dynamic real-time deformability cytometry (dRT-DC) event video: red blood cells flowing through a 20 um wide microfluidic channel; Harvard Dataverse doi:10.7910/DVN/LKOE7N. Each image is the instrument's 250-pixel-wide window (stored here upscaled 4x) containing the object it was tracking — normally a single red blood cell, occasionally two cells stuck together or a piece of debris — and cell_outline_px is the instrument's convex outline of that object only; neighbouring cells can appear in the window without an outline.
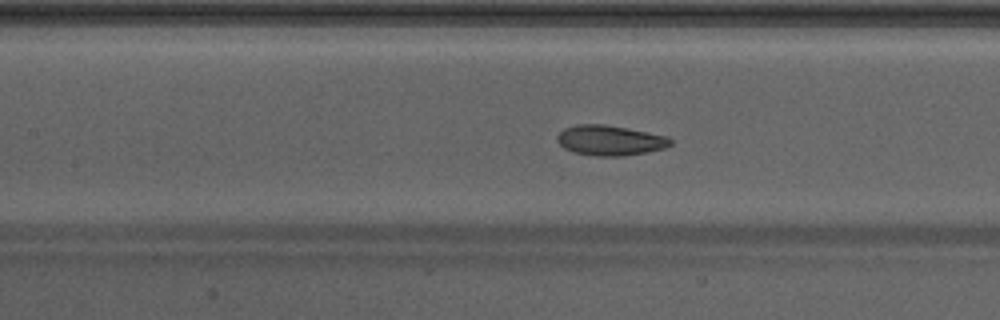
{"species": "Egyptian fruit bat (a non-hibernating species)", "species_latin": "Rousettus aegyptiacus", "temperature_condition": "warm", "stored_images_in_passage": 48, "camera_frame_rate_fps": 3000, "um_per_image_px": 0.085, "animal": {"sex": "male"}, "frame": {"image": 1, "passage_image": 22, "time_ms": 7.0, "image_size_px": [1000, 320], "cell_outline_px": [[672, 144], [664, 148], [648, 152], [624, 156], [596, 156], [576, 152], [564, 148], [556, 140], [556, 136], [564, 128], [576, 124], [604, 124], [628, 128], [668, 136], [672, 140]], "centroid_in_image_um": [51.86, 11.92], "position_along_channel_um": 155.5, "area_um2": 20.0}}
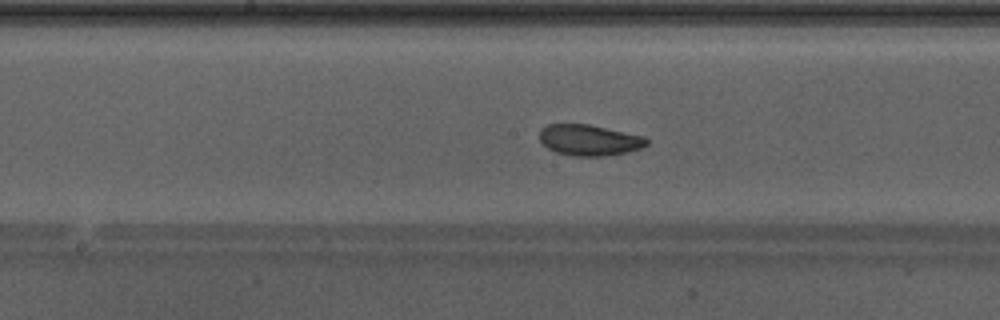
{"frame": {"image": 2, "passage_image": 25, "time_ms": 8.0, "image_size_px": [1000, 320], "cell_outline_px": [[648, 144], [640, 148], [624, 152], [604, 156], [572, 156], [556, 152], [548, 148], [540, 140], [540, 128], [548, 124], [588, 124], [644, 136], [648, 140]], "centroid_in_image_um": [50.06, 11.9], "position_along_channel_um": 198.1, "area_um2": 19.19}}
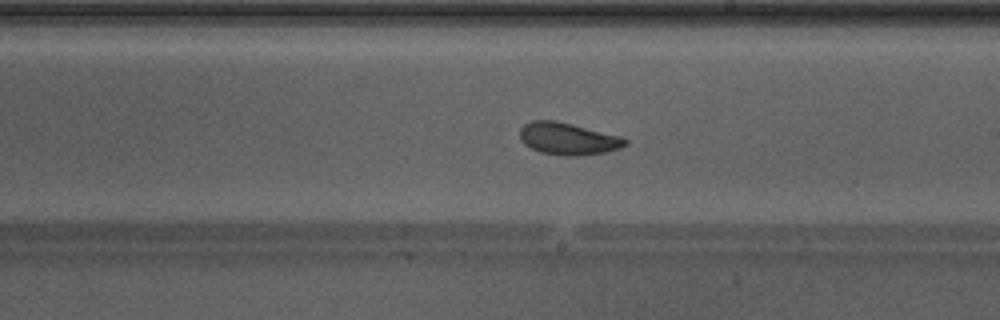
{"frame": {"image": 3, "passage_image": 28, "time_ms": 9.0, "image_size_px": [1000, 320], "cell_outline_px": [[628, 144], [620, 148], [604, 152], [576, 156], [564, 156], [540, 152], [524, 144], [520, 140], [520, 128], [524, 124], [532, 120], [556, 120], [620, 136], [628, 140]], "centroid_in_image_um": [48.26, 11.79], "position_along_channel_um": 240.7, "area_um2": 19.71}, "authors_computed_cell_mechanics": {"area_um2": 20.4034, "velocity_mm_per_s": 4.2803, "shape_relaxation_time_tau1_ms": 2.3349, "shape_relaxation_time_tau2_ms": 1.6069, "deformation_change_tau1": 0.0825, "deformation_change_tau2": 0.073}}